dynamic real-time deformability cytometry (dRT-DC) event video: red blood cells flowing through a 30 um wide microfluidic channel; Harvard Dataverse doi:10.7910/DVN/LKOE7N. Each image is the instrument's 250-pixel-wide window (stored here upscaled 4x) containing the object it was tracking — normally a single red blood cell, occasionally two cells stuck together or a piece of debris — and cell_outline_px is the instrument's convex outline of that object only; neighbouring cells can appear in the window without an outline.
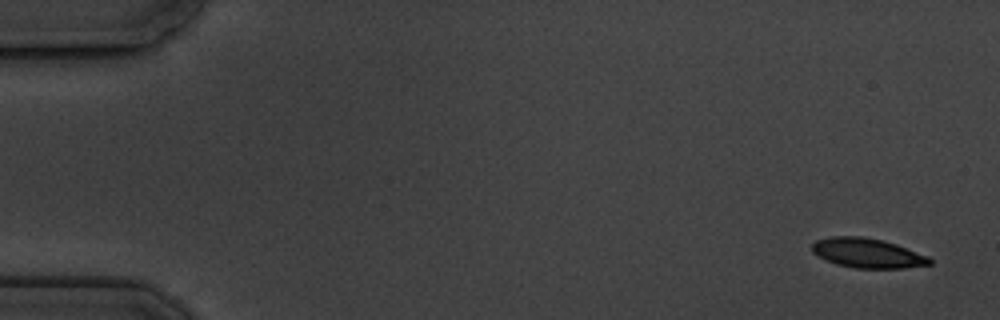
{"species": "common noctule bat (a hibernating species)", "species_latin": "Nyctalus noctula", "temperature_condition": "cold", "stored_images_in_passage": 11, "camera_frame_rate_fps": 3000, "um_per_image_px": 0.085, "animal": {"sex": "male", "body_mass_g": 19.5, "forearm_length_mm": 54.6}, "frame": {"image": 1, "passage_image": 1, "time_ms": 0.0, "image_size_px": [1000, 320], "cell_outline_px": [[932, 264], [904, 268], [856, 268], [836, 264], [816, 256], [812, 252], [812, 244], [816, 240], [832, 236], [864, 236], [896, 244], [928, 256], [932, 260]], "centroid_in_image_um": [73.71, 21.51], "position_along_channel_um": 11.3, "area_um2": 20.29}}
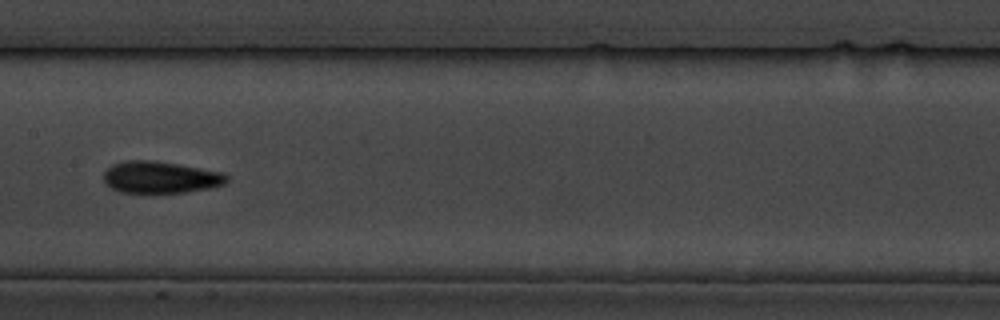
{"frame": {"image": 2, "passage_image": 8, "time_ms": 9.0, "image_size_px": [1000, 320], "cell_outline_px": [[228, 180], [224, 184], [208, 188], [184, 192], [120, 192], [112, 188], [104, 180], [104, 172], [112, 164], [124, 160], [152, 160], [224, 172], [228, 176]], "centroid_in_image_um": [13.64, 15.05], "position_along_channel_um": 193.8, "area_um2": 22.6}}
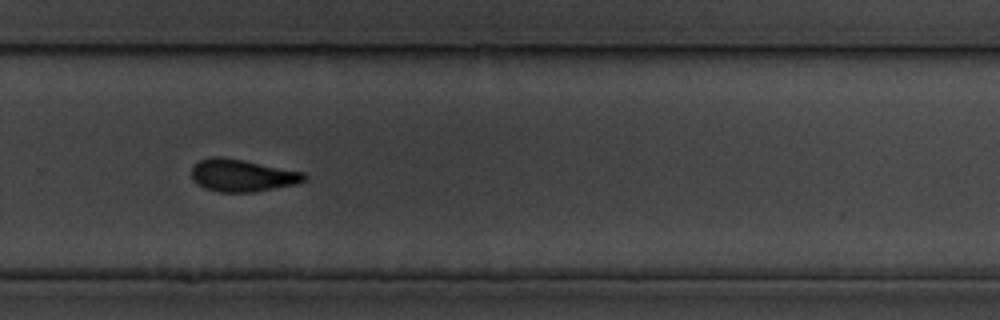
{"frame": {"image": 3, "passage_image": 11, "time_ms": 12.333, "image_size_px": [1000, 320], "cell_outline_px": [[308, 176], [304, 180], [296, 184], [252, 192], [220, 192], [204, 188], [196, 184], [192, 180], [192, 164], [200, 160], [212, 156], [220, 156], [244, 160], [304, 172]], "centroid_in_image_um": [20.55, 14.9], "position_along_channel_um": 309.3, "area_um2": 21.33}}